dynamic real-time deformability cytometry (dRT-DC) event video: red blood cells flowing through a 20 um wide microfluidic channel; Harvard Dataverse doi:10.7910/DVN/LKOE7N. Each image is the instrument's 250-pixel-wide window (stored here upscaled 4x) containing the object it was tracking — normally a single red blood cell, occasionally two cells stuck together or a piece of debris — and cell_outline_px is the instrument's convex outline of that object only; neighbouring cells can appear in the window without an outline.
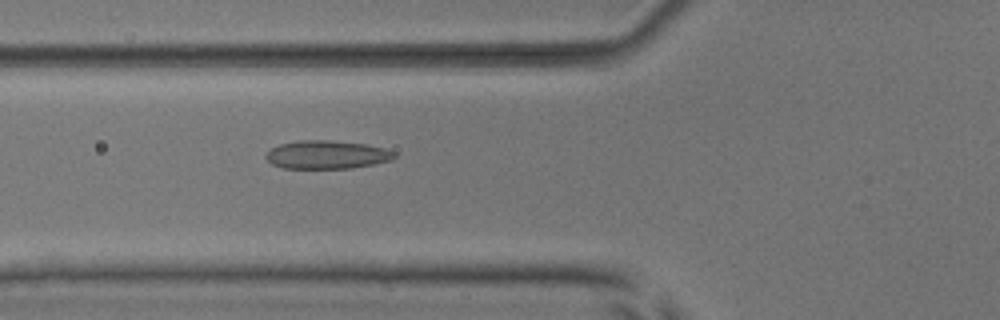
{"species": "common noctule bat (a hibernating species)", "species_latin": "Nyctalus noctula", "temperature_condition": "room temperature", "stored_images_in_passage": 53, "camera_frame_rate_fps": 3000, "um_per_image_px": 0.085, "animal": {"sex": "male", "body_mass_g": 17.9, "forearm_length_mm": 54.2}, "frame": {"image": 1, "passage_image": 20, "time_ms": 6.333, "image_size_px": [1000, 320], "cell_outline_px": [[396, 156], [392, 160], [352, 168], [284, 168], [272, 164], [264, 156], [272, 148], [280, 144], [296, 140], [332, 140], [364, 144], [384, 148], [396, 152]], "centroid_in_image_um": [27.78, 13.14], "position_along_channel_um": 98.0, "area_um2": 21.15}}
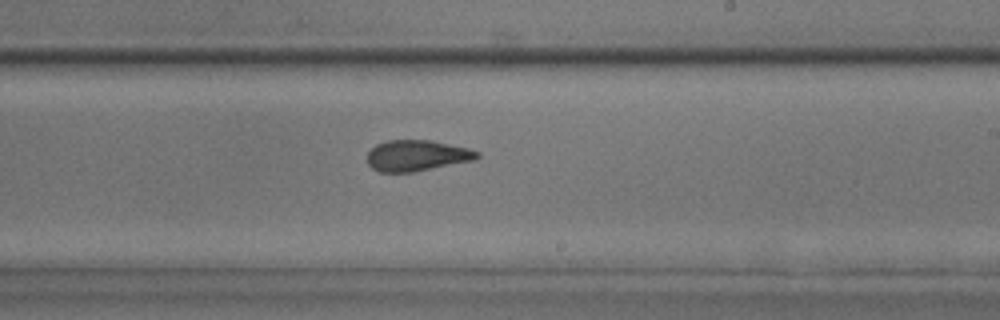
{"frame": {"image": 2, "passage_image": 32, "time_ms": 10.333, "image_size_px": [1000, 320], "cell_outline_px": [[480, 156], [476, 160], [412, 172], [380, 172], [372, 168], [368, 164], [368, 152], [376, 144], [388, 140], [432, 140], [468, 148], [480, 152]], "centroid_in_image_um": [35.45, 13.22], "position_along_channel_um": 253.5, "area_um2": 19.88}}
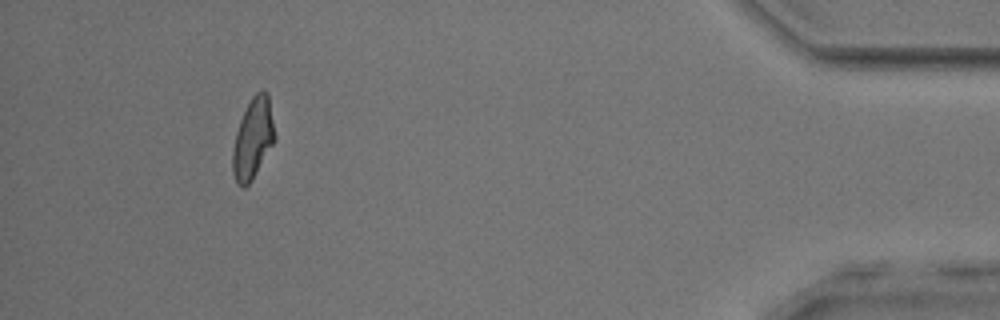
{"frame": {"image": 3, "passage_image": 49, "time_ms": 16.0, "image_size_px": [1000, 320], "cell_outline_px": [[276, 140], [252, 180], [244, 188], [236, 180], [232, 172], [232, 152], [236, 132], [240, 120], [252, 96], [256, 92], [264, 88], [268, 92], [276, 136]], "centroid_in_image_um": [21.52, 11.75], "position_along_channel_um": 413.7, "area_um2": 19.88}, "authors_computed_cell_mechanics": {"area_um2": 20.2878, "velocity_mm_per_s": 3.8983, "shape_relaxation_time_tau1_ms": 7.2963, "shape_relaxation_time_tau2_ms": 1.6902, "deformation_change_tau1": 0.1545, "deformation_change_tau2": 0.0818}}